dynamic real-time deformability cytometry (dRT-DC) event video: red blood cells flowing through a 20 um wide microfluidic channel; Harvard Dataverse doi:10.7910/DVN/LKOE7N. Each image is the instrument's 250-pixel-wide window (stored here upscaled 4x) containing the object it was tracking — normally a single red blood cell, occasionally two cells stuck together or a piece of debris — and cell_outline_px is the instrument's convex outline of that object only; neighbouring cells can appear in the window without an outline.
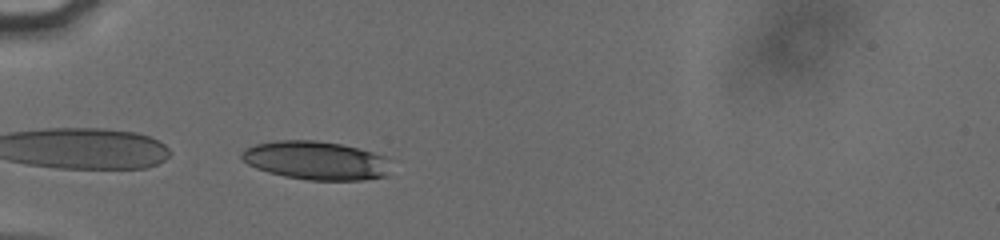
{"species": "human", "species_latin": "Homo sapiens", "temperature_condition": "cold", "stored_images_in_passage": 31, "camera_frame_rate_fps": 3000, "um_per_image_px": 0.085, "donor": {"sex": "male"}, "frame": {"image": 1, "passage_image": 1, "time_ms": 0.0, "image_size_px": [1000, 240], "cell_outline_px": [[396, 160], [388, 176], [364, 180], [308, 180], [284, 176], [268, 172], [256, 168], [248, 164], [240, 156], [240, 152], [244, 148], [256, 144], [276, 140], [316, 140], [340, 144], [372, 152]], "centroid_in_image_um": [26.93, 13.65], "position_along_channel_um": 58.1, "area_um2": 34.1}}
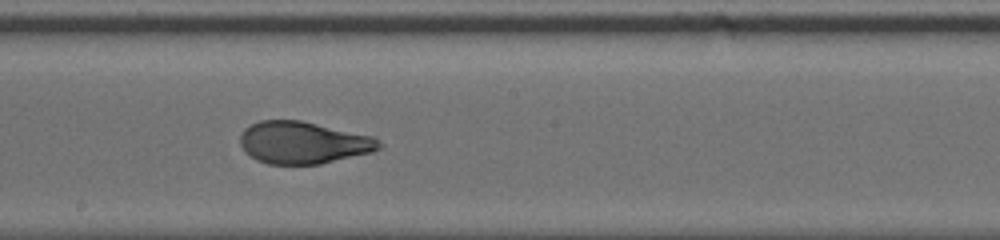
{"frame": {"image": 2, "passage_image": 15, "time_ms": 4.667, "image_size_px": [1000, 240], "cell_outline_px": [[384, 144], [380, 148], [372, 152], [320, 164], [268, 164], [256, 160], [244, 152], [240, 144], [240, 136], [244, 128], [260, 120], [300, 120], [372, 136]], "centroid_in_image_um": [25.75, 12.13], "position_along_channel_um": 222.5, "area_um2": 34.16}}
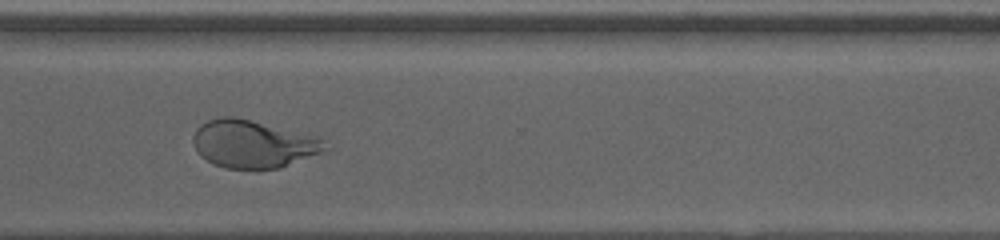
{"frame": {"image": 3, "passage_image": 25, "time_ms": 8.0, "image_size_px": [1000, 240], "cell_outline_px": [[332, 148], [280, 168], [224, 168], [212, 164], [200, 156], [192, 140], [192, 136], [196, 128], [200, 124], [208, 120], [220, 116], [232, 116], [320, 136]], "centroid_in_image_um": [21.53, 12.23], "position_along_channel_um": 349.1, "area_um2": 36.93}, "authors_computed_cell_mechanics": {"area_um2": 34.4488, "velocity_mm_per_s": 3.814, "shape_relaxation_time_tau1_ms": 3.8224, "shape_relaxation_time_tau2_ms": 0.9451, "deformation_change_tau1": 0.1645, "deformation_change_tau2": 0.0738}}